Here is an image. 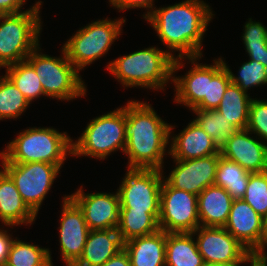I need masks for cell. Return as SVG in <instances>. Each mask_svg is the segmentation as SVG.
Listing matches in <instances>:
<instances>
[{
	"instance_id": "cell-4",
	"label": "cell",
	"mask_w": 267,
	"mask_h": 266,
	"mask_svg": "<svg viewBox=\"0 0 267 266\" xmlns=\"http://www.w3.org/2000/svg\"><path fill=\"white\" fill-rule=\"evenodd\" d=\"M0 153L10 163L46 162L62 168L72 156V138L53 127H28Z\"/></svg>"
},
{
	"instance_id": "cell-37",
	"label": "cell",
	"mask_w": 267,
	"mask_h": 266,
	"mask_svg": "<svg viewBox=\"0 0 267 266\" xmlns=\"http://www.w3.org/2000/svg\"><path fill=\"white\" fill-rule=\"evenodd\" d=\"M155 1L156 0H108V2L110 3L109 5H111V7H113V9H117L120 11H125V10H131V9H145V13L142 15L144 19H146V17H148L153 10L156 8L155 7ZM147 10V11H146Z\"/></svg>"
},
{
	"instance_id": "cell-42",
	"label": "cell",
	"mask_w": 267,
	"mask_h": 266,
	"mask_svg": "<svg viewBox=\"0 0 267 266\" xmlns=\"http://www.w3.org/2000/svg\"><path fill=\"white\" fill-rule=\"evenodd\" d=\"M247 264H250V266H267V255H253Z\"/></svg>"
},
{
	"instance_id": "cell-18",
	"label": "cell",
	"mask_w": 267,
	"mask_h": 266,
	"mask_svg": "<svg viewBox=\"0 0 267 266\" xmlns=\"http://www.w3.org/2000/svg\"><path fill=\"white\" fill-rule=\"evenodd\" d=\"M220 153L249 173L267 171V144L247 129L237 130L220 147Z\"/></svg>"
},
{
	"instance_id": "cell-31",
	"label": "cell",
	"mask_w": 267,
	"mask_h": 266,
	"mask_svg": "<svg viewBox=\"0 0 267 266\" xmlns=\"http://www.w3.org/2000/svg\"><path fill=\"white\" fill-rule=\"evenodd\" d=\"M223 60L222 57L214 58V63L209 64L208 98H204L193 109L212 110L219 106L226 88L231 83L228 69L224 66Z\"/></svg>"
},
{
	"instance_id": "cell-43",
	"label": "cell",
	"mask_w": 267,
	"mask_h": 266,
	"mask_svg": "<svg viewBox=\"0 0 267 266\" xmlns=\"http://www.w3.org/2000/svg\"><path fill=\"white\" fill-rule=\"evenodd\" d=\"M263 218H264V222H265V224L267 226V212H266V215Z\"/></svg>"
},
{
	"instance_id": "cell-2",
	"label": "cell",
	"mask_w": 267,
	"mask_h": 266,
	"mask_svg": "<svg viewBox=\"0 0 267 266\" xmlns=\"http://www.w3.org/2000/svg\"><path fill=\"white\" fill-rule=\"evenodd\" d=\"M156 112L148 102H127L126 168L163 170L164 157L169 155L170 124Z\"/></svg>"
},
{
	"instance_id": "cell-10",
	"label": "cell",
	"mask_w": 267,
	"mask_h": 266,
	"mask_svg": "<svg viewBox=\"0 0 267 266\" xmlns=\"http://www.w3.org/2000/svg\"><path fill=\"white\" fill-rule=\"evenodd\" d=\"M117 189L120 211L160 213V193L164 171L127 168Z\"/></svg>"
},
{
	"instance_id": "cell-8",
	"label": "cell",
	"mask_w": 267,
	"mask_h": 266,
	"mask_svg": "<svg viewBox=\"0 0 267 266\" xmlns=\"http://www.w3.org/2000/svg\"><path fill=\"white\" fill-rule=\"evenodd\" d=\"M126 18H102L79 28L71 38L62 45L70 62L78 71H82L111 49L112 44L123 33Z\"/></svg>"
},
{
	"instance_id": "cell-5",
	"label": "cell",
	"mask_w": 267,
	"mask_h": 266,
	"mask_svg": "<svg viewBox=\"0 0 267 266\" xmlns=\"http://www.w3.org/2000/svg\"><path fill=\"white\" fill-rule=\"evenodd\" d=\"M35 2L22 12L0 14V69L24 61L40 44L44 2Z\"/></svg>"
},
{
	"instance_id": "cell-17",
	"label": "cell",
	"mask_w": 267,
	"mask_h": 266,
	"mask_svg": "<svg viewBox=\"0 0 267 266\" xmlns=\"http://www.w3.org/2000/svg\"><path fill=\"white\" fill-rule=\"evenodd\" d=\"M82 188L79 187L69 196L82 209L89 230L117 228L120 214L118 191L85 193Z\"/></svg>"
},
{
	"instance_id": "cell-26",
	"label": "cell",
	"mask_w": 267,
	"mask_h": 266,
	"mask_svg": "<svg viewBox=\"0 0 267 266\" xmlns=\"http://www.w3.org/2000/svg\"><path fill=\"white\" fill-rule=\"evenodd\" d=\"M160 213H147L146 211H120L117 231L123 243L160 230Z\"/></svg>"
},
{
	"instance_id": "cell-28",
	"label": "cell",
	"mask_w": 267,
	"mask_h": 266,
	"mask_svg": "<svg viewBox=\"0 0 267 266\" xmlns=\"http://www.w3.org/2000/svg\"><path fill=\"white\" fill-rule=\"evenodd\" d=\"M49 248L40 247L15 237L6 265L8 266H54Z\"/></svg>"
},
{
	"instance_id": "cell-7",
	"label": "cell",
	"mask_w": 267,
	"mask_h": 266,
	"mask_svg": "<svg viewBox=\"0 0 267 266\" xmlns=\"http://www.w3.org/2000/svg\"><path fill=\"white\" fill-rule=\"evenodd\" d=\"M39 44L25 59L37 73L44 94L50 99L71 101L85 97L87 86L79 71L68 59L64 48L58 57L42 53Z\"/></svg>"
},
{
	"instance_id": "cell-27",
	"label": "cell",
	"mask_w": 267,
	"mask_h": 266,
	"mask_svg": "<svg viewBox=\"0 0 267 266\" xmlns=\"http://www.w3.org/2000/svg\"><path fill=\"white\" fill-rule=\"evenodd\" d=\"M249 175L238 163L220 155L214 184L227 190L233 199H242L246 193Z\"/></svg>"
},
{
	"instance_id": "cell-41",
	"label": "cell",
	"mask_w": 267,
	"mask_h": 266,
	"mask_svg": "<svg viewBox=\"0 0 267 266\" xmlns=\"http://www.w3.org/2000/svg\"><path fill=\"white\" fill-rule=\"evenodd\" d=\"M102 266H131V262L128 253L123 248Z\"/></svg>"
},
{
	"instance_id": "cell-29",
	"label": "cell",
	"mask_w": 267,
	"mask_h": 266,
	"mask_svg": "<svg viewBox=\"0 0 267 266\" xmlns=\"http://www.w3.org/2000/svg\"><path fill=\"white\" fill-rule=\"evenodd\" d=\"M5 75L20 90L24 97L32 101L45 96L42 84L34 68L26 61H21L5 67Z\"/></svg>"
},
{
	"instance_id": "cell-12",
	"label": "cell",
	"mask_w": 267,
	"mask_h": 266,
	"mask_svg": "<svg viewBox=\"0 0 267 266\" xmlns=\"http://www.w3.org/2000/svg\"><path fill=\"white\" fill-rule=\"evenodd\" d=\"M192 233L205 264L242 266L253 256L224 227L199 226Z\"/></svg>"
},
{
	"instance_id": "cell-40",
	"label": "cell",
	"mask_w": 267,
	"mask_h": 266,
	"mask_svg": "<svg viewBox=\"0 0 267 266\" xmlns=\"http://www.w3.org/2000/svg\"><path fill=\"white\" fill-rule=\"evenodd\" d=\"M27 0H0V14L19 13Z\"/></svg>"
},
{
	"instance_id": "cell-34",
	"label": "cell",
	"mask_w": 267,
	"mask_h": 266,
	"mask_svg": "<svg viewBox=\"0 0 267 266\" xmlns=\"http://www.w3.org/2000/svg\"><path fill=\"white\" fill-rule=\"evenodd\" d=\"M259 215L264 217L267 212V171L250 173L246 193L242 198Z\"/></svg>"
},
{
	"instance_id": "cell-11",
	"label": "cell",
	"mask_w": 267,
	"mask_h": 266,
	"mask_svg": "<svg viewBox=\"0 0 267 266\" xmlns=\"http://www.w3.org/2000/svg\"><path fill=\"white\" fill-rule=\"evenodd\" d=\"M159 227L166 233L194 232L200 226L197 195L161 185Z\"/></svg>"
},
{
	"instance_id": "cell-25",
	"label": "cell",
	"mask_w": 267,
	"mask_h": 266,
	"mask_svg": "<svg viewBox=\"0 0 267 266\" xmlns=\"http://www.w3.org/2000/svg\"><path fill=\"white\" fill-rule=\"evenodd\" d=\"M244 92L238 85L230 83L215 109L237 129L244 130L248 125L249 108L252 97Z\"/></svg>"
},
{
	"instance_id": "cell-9",
	"label": "cell",
	"mask_w": 267,
	"mask_h": 266,
	"mask_svg": "<svg viewBox=\"0 0 267 266\" xmlns=\"http://www.w3.org/2000/svg\"><path fill=\"white\" fill-rule=\"evenodd\" d=\"M0 161L1 169L12 179L23 201L38 215L61 168L46 162L10 163L1 153Z\"/></svg>"
},
{
	"instance_id": "cell-33",
	"label": "cell",
	"mask_w": 267,
	"mask_h": 266,
	"mask_svg": "<svg viewBox=\"0 0 267 266\" xmlns=\"http://www.w3.org/2000/svg\"><path fill=\"white\" fill-rule=\"evenodd\" d=\"M223 64L228 69L231 83L238 85L247 94L251 88L267 85V68L260 62L249 59L242 63L238 70V76L232 72L225 60Z\"/></svg>"
},
{
	"instance_id": "cell-24",
	"label": "cell",
	"mask_w": 267,
	"mask_h": 266,
	"mask_svg": "<svg viewBox=\"0 0 267 266\" xmlns=\"http://www.w3.org/2000/svg\"><path fill=\"white\" fill-rule=\"evenodd\" d=\"M192 232L166 233L165 266H204Z\"/></svg>"
},
{
	"instance_id": "cell-19",
	"label": "cell",
	"mask_w": 267,
	"mask_h": 266,
	"mask_svg": "<svg viewBox=\"0 0 267 266\" xmlns=\"http://www.w3.org/2000/svg\"><path fill=\"white\" fill-rule=\"evenodd\" d=\"M175 125L170 124L169 156L176 160H188L218 154L220 148L212 138L194 121L177 135L173 133Z\"/></svg>"
},
{
	"instance_id": "cell-22",
	"label": "cell",
	"mask_w": 267,
	"mask_h": 266,
	"mask_svg": "<svg viewBox=\"0 0 267 266\" xmlns=\"http://www.w3.org/2000/svg\"><path fill=\"white\" fill-rule=\"evenodd\" d=\"M122 249L117 228L90 230L83 254L73 266H102Z\"/></svg>"
},
{
	"instance_id": "cell-38",
	"label": "cell",
	"mask_w": 267,
	"mask_h": 266,
	"mask_svg": "<svg viewBox=\"0 0 267 266\" xmlns=\"http://www.w3.org/2000/svg\"><path fill=\"white\" fill-rule=\"evenodd\" d=\"M0 226V266H3L7 263L8 254L15 238L12 235L13 233H10L9 230H4V225Z\"/></svg>"
},
{
	"instance_id": "cell-23",
	"label": "cell",
	"mask_w": 267,
	"mask_h": 266,
	"mask_svg": "<svg viewBox=\"0 0 267 266\" xmlns=\"http://www.w3.org/2000/svg\"><path fill=\"white\" fill-rule=\"evenodd\" d=\"M128 253L131 266H165L166 232L132 238L123 243Z\"/></svg>"
},
{
	"instance_id": "cell-6",
	"label": "cell",
	"mask_w": 267,
	"mask_h": 266,
	"mask_svg": "<svg viewBox=\"0 0 267 266\" xmlns=\"http://www.w3.org/2000/svg\"><path fill=\"white\" fill-rule=\"evenodd\" d=\"M126 147V105L96 116L88 122L83 133L72 139V155L105 160Z\"/></svg>"
},
{
	"instance_id": "cell-32",
	"label": "cell",
	"mask_w": 267,
	"mask_h": 266,
	"mask_svg": "<svg viewBox=\"0 0 267 266\" xmlns=\"http://www.w3.org/2000/svg\"><path fill=\"white\" fill-rule=\"evenodd\" d=\"M30 102L6 76H0V120L19 119L29 107Z\"/></svg>"
},
{
	"instance_id": "cell-3",
	"label": "cell",
	"mask_w": 267,
	"mask_h": 266,
	"mask_svg": "<svg viewBox=\"0 0 267 266\" xmlns=\"http://www.w3.org/2000/svg\"><path fill=\"white\" fill-rule=\"evenodd\" d=\"M173 62L174 57L167 49L152 46L123 54L110 61L106 69L125 89L139 87L164 91L170 81L172 84Z\"/></svg>"
},
{
	"instance_id": "cell-20",
	"label": "cell",
	"mask_w": 267,
	"mask_h": 266,
	"mask_svg": "<svg viewBox=\"0 0 267 266\" xmlns=\"http://www.w3.org/2000/svg\"><path fill=\"white\" fill-rule=\"evenodd\" d=\"M37 215L23 201L12 179L0 169V221L6 228L32 225ZM12 227V228H11Z\"/></svg>"
},
{
	"instance_id": "cell-35",
	"label": "cell",
	"mask_w": 267,
	"mask_h": 266,
	"mask_svg": "<svg viewBox=\"0 0 267 266\" xmlns=\"http://www.w3.org/2000/svg\"><path fill=\"white\" fill-rule=\"evenodd\" d=\"M246 129L267 144V100L252 99Z\"/></svg>"
},
{
	"instance_id": "cell-36",
	"label": "cell",
	"mask_w": 267,
	"mask_h": 266,
	"mask_svg": "<svg viewBox=\"0 0 267 266\" xmlns=\"http://www.w3.org/2000/svg\"><path fill=\"white\" fill-rule=\"evenodd\" d=\"M243 28L241 37L244 46L267 45V27L261 22L248 18Z\"/></svg>"
},
{
	"instance_id": "cell-39",
	"label": "cell",
	"mask_w": 267,
	"mask_h": 266,
	"mask_svg": "<svg viewBox=\"0 0 267 266\" xmlns=\"http://www.w3.org/2000/svg\"><path fill=\"white\" fill-rule=\"evenodd\" d=\"M250 60L260 62L267 68V45L245 46Z\"/></svg>"
},
{
	"instance_id": "cell-16",
	"label": "cell",
	"mask_w": 267,
	"mask_h": 266,
	"mask_svg": "<svg viewBox=\"0 0 267 266\" xmlns=\"http://www.w3.org/2000/svg\"><path fill=\"white\" fill-rule=\"evenodd\" d=\"M184 59L191 63L192 67L183 76L175 75L180 68L185 67ZM202 56L175 58L173 62L174 101L192 110L204 98H208L209 89V64L199 63ZM176 76V77H175Z\"/></svg>"
},
{
	"instance_id": "cell-15",
	"label": "cell",
	"mask_w": 267,
	"mask_h": 266,
	"mask_svg": "<svg viewBox=\"0 0 267 266\" xmlns=\"http://www.w3.org/2000/svg\"><path fill=\"white\" fill-rule=\"evenodd\" d=\"M220 155L219 152L202 158L174 159L175 166L167 175L168 177L164 176V180L173 188L198 196L204 189L215 183Z\"/></svg>"
},
{
	"instance_id": "cell-30",
	"label": "cell",
	"mask_w": 267,
	"mask_h": 266,
	"mask_svg": "<svg viewBox=\"0 0 267 266\" xmlns=\"http://www.w3.org/2000/svg\"><path fill=\"white\" fill-rule=\"evenodd\" d=\"M193 119L220 148L237 129L217 110L192 109Z\"/></svg>"
},
{
	"instance_id": "cell-44",
	"label": "cell",
	"mask_w": 267,
	"mask_h": 266,
	"mask_svg": "<svg viewBox=\"0 0 267 266\" xmlns=\"http://www.w3.org/2000/svg\"><path fill=\"white\" fill-rule=\"evenodd\" d=\"M204 266H223V265H216V264H205Z\"/></svg>"
},
{
	"instance_id": "cell-21",
	"label": "cell",
	"mask_w": 267,
	"mask_h": 266,
	"mask_svg": "<svg viewBox=\"0 0 267 266\" xmlns=\"http://www.w3.org/2000/svg\"><path fill=\"white\" fill-rule=\"evenodd\" d=\"M234 199L223 187L210 185L198 196L200 226L224 227Z\"/></svg>"
},
{
	"instance_id": "cell-13",
	"label": "cell",
	"mask_w": 267,
	"mask_h": 266,
	"mask_svg": "<svg viewBox=\"0 0 267 266\" xmlns=\"http://www.w3.org/2000/svg\"><path fill=\"white\" fill-rule=\"evenodd\" d=\"M224 228L253 255H267V226L243 199H234Z\"/></svg>"
},
{
	"instance_id": "cell-14",
	"label": "cell",
	"mask_w": 267,
	"mask_h": 266,
	"mask_svg": "<svg viewBox=\"0 0 267 266\" xmlns=\"http://www.w3.org/2000/svg\"><path fill=\"white\" fill-rule=\"evenodd\" d=\"M59 221L60 255L65 266H73L82 256L89 235L82 209L69 196L64 195Z\"/></svg>"
},
{
	"instance_id": "cell-1",
	"label": "cell",
	"mask_w": 267,
	"mask_h": 266,
	"mask_svg": "<svg viewBox=\"0 0 267 266\" xmlns=\"http://www.w3.org/2000/svg\"><path fill=\"white\" fill-rule=\"evenodd\" d=\"M203 0H182L155 8L145 21L175 58L203 56V36L215 14ZM178 52L177 56L176 53ZM174 53V54H173Z\"/></svg>"
}]
</instances>
